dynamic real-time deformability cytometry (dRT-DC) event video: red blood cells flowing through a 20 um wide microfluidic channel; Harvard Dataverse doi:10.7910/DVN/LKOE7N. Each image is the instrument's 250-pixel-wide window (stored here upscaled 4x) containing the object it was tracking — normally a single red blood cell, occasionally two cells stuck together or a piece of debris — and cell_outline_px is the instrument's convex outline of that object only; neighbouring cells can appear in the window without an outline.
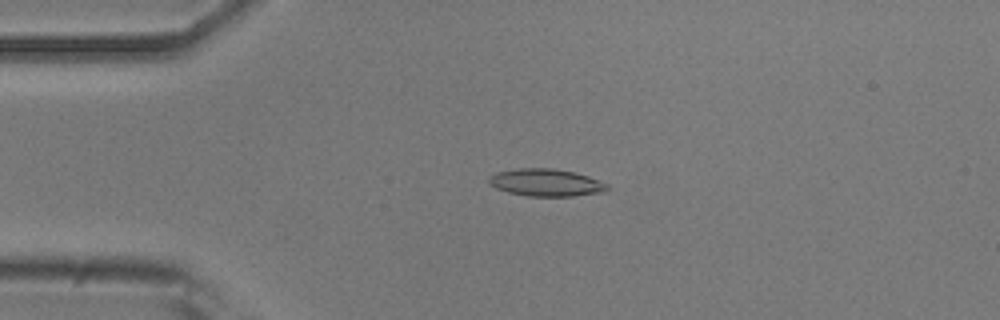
{"species": "common noctule bat (a hibernating species)", "species_latin": "Nyctalus noctula", "temperature_condition": "room temperature", "stored_images_in_passage": 52, "camera_frame_rate_fps": 3000, "um_per_image_px": 0.085, "animal": {"sex": "male", "body_mass_g": 20.5, "forearm_length_mm": 52.5}, "frame": {"image": 1, "passage_image": 12, "time_ms": 3.667, "image_size_px": [1000, 320], "cell_outline_px": [[612, 188], [604, 192], [572, 196], [524, 196], [508, 192], [496, 188], [488, 184], [488, 176], [496, 172], [520, 168], [552, 168], [572, 172], [588, 176], [608, 184]], "centroid_in_image_um": [46.4, 15.52], "position_along_channel_um": 38.6, "area_um2": 19.02}}
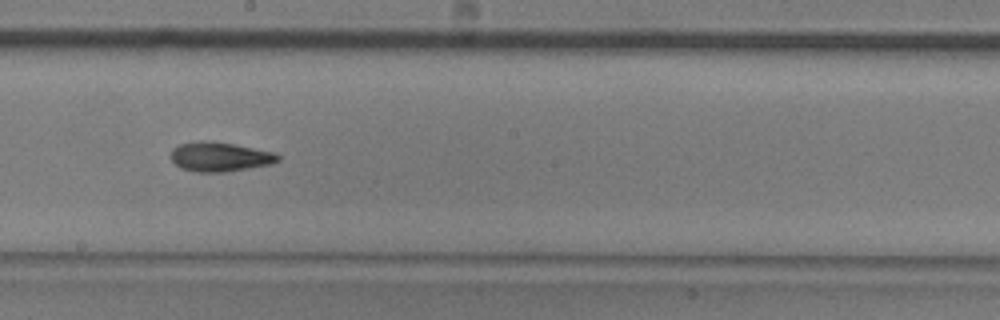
{"frame": {"image": 2, "passage_image": 29, "time_ms": 9.333, "image_size_px": [1000, 320], "cell_outline_px": [[280, 160], [272, 164], [224, 172], [196, 172], [180, 168], [172, 160], [172, 148], [180, 144], [200, 140], [212, 140], [236, 144], [276, 152], [280, 156]], "centroid_in_image_um": [18.72, 13.31], "position_along_channel_um": 229.5, "area_um2": 18.61}}
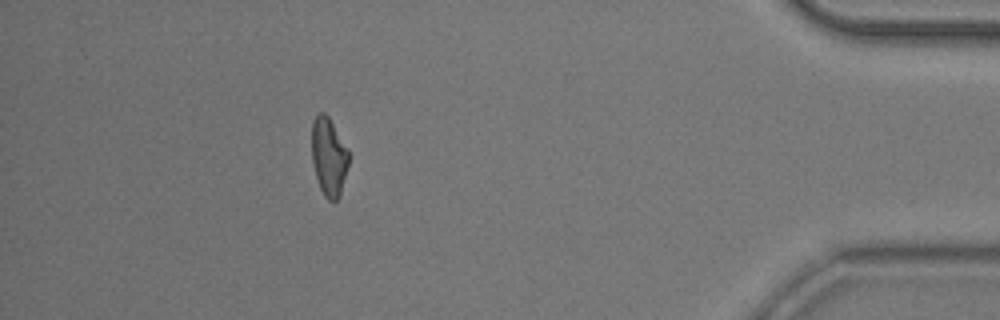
{"frame": {"image": 3, "passage_image": 47, "time_ms": 15.333, "image_size_px": [1000, 320], "cell_outline_px": [[348, 164], [340, 196], [336, 200], [328, 200], [324, 196], [320, 188], [316, 176], [312, 160], [312, 120], [320, 112], [324, 112], [328, 116], [348, 148]], "centroid_in_image_um": [27.94, 13.31], "position_along_channel_um": 407.3, "area_um2": 16.76}, "authors_computed_cell_mechanics": {"area_um2": 17.8891, "velocity_mm_per_s": 3.844, "shape_relaxation_time_tau1_ms": 7.3418, "shape_relaxation_time_tau2_ms": 5.7238, "deformation_change_tau1": 0.1888, "deformation_change_tau2": 0.1515}}